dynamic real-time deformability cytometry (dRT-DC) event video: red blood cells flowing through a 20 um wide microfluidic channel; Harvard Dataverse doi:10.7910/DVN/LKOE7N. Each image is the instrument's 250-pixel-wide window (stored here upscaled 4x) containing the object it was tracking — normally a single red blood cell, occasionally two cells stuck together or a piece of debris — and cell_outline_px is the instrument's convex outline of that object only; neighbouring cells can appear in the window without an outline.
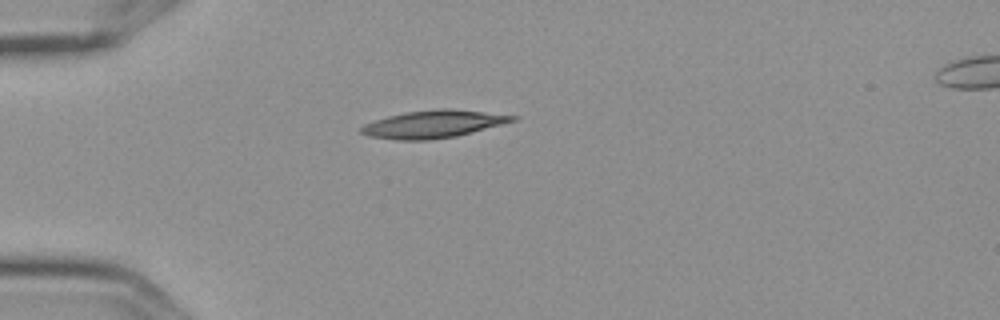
{"species": "Egyptian fruit bat (a non-hibernating species)", "species_latin": "Rousettus aegyptiacus", "temperature_condition": "cold", "stored_images_in_passage": 2, "camera_frame_rate_fps": 3000, "um_per_image_px": 0.085, "frame": {"image": 1, "passage_image": 1, "time_ms": 0.0, "image_size_px": [1000, 320], "cell_outline_px": [[520, 116], [516, 120], [456, 136], [424, 140], [396, 140], [368, 136], [360, 132], [360, 128], [364, 124], [388, 116], [404, 112], [436, 108], [452, 108]], "centroid_in_image_um": [36.81, 10.53], "position_along_channel_um": 48.2, "area_um2": 24.22}}